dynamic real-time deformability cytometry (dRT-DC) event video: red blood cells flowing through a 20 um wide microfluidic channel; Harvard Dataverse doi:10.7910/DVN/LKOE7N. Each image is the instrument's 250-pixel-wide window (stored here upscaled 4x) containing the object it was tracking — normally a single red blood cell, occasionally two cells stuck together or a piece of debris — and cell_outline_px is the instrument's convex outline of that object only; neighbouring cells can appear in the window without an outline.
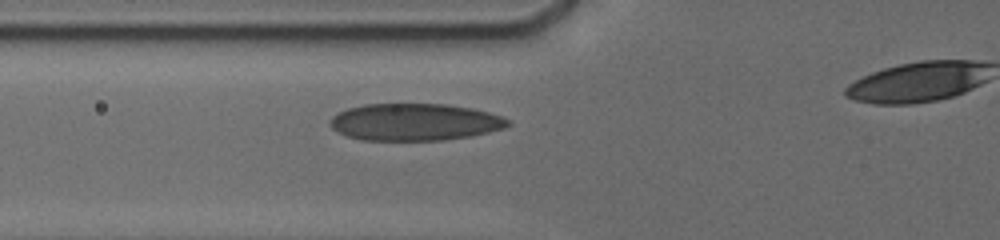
{"species": "human", "species_latin": "Homo sapiens", "temperature_condition": "cold", "stored_images_in_passage": 6, "camera_frame_rate_fps": 3000, "um_per_image_px": 0.085, "donor": {"sex": "male"}, "frame": {"image": 1, "passage_image": 3, "time_ms": 1.333, "image_size_px": [1000, 240], "cell_outline_px": [[512, 124], [504, 128], [488, 132], [468, 136], [444, 140], [364, 140], [348, 136], [332, 128], [332, 116], [348, 108], [364, 104], [448, 104], [472, 108], [488, 112], [500, 116], [508, 120]], "centroid_in_image_um": [35.28, 10.37], "position_along_channel_um": 90.5, "area_um2": 38.09}}
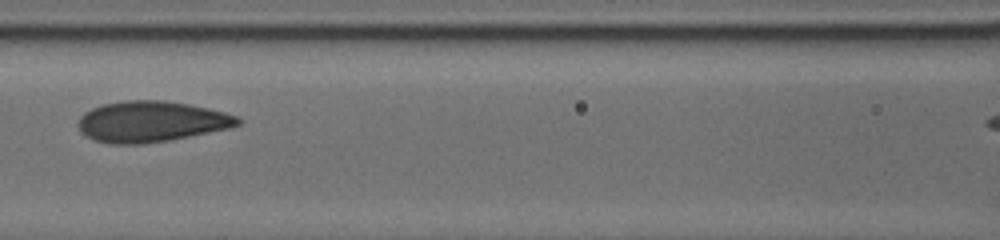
{"frame": {"image": 2, "passage_image": 5, "time_ms": 3.0, "image_size_px": [1000, 240], "cell_outline_px": [[240, 124], [228, 128], [168, 140], [140, 144], [112, 144], [92, 140], [80, 132], [80, 116], [84, 112], [92, 108], [104, 104], [124, 100], [164, 100], [188, 104], [224, 112], [236, 116], [240, 120]], "centroid_in_image_um": [12.81, 10.33], "position_along_channel_um": 153.8, "area_um2": 37.63}}